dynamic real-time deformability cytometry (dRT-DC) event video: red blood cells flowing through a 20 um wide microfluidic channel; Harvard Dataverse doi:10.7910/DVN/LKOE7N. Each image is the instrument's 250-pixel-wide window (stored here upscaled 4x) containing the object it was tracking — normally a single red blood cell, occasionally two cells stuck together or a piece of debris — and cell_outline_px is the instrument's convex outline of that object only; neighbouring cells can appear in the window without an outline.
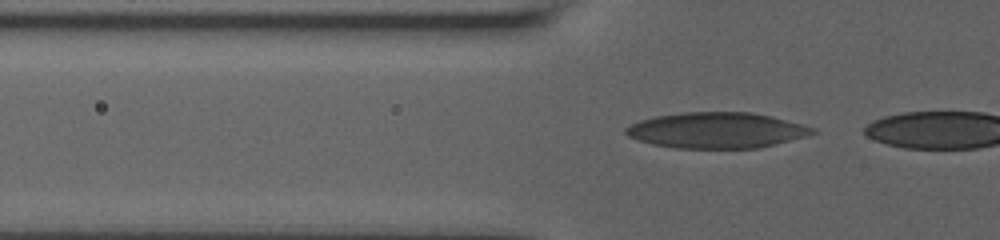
{"species": "human", "species_latin": "Homo sapiens", "temperature_condition": "room temperature", "stored_images_in_passage": 8, "camera_frame_rate_fps": 3000, "um_per_image_px": 0.085, "donor": {"sex": "male"}, "frame": {"image": 1, "passage_image": 6, "time_ms": 1.667, "image_size_px": [1000, 240], "cell_outline_px": [[820, 132], [808, 136], [760, 148], [676, 148], [652, 144], [628, 136], [624, 132], [624, 128], [640, 120], [656, 116], [684, 112], [752, 112], [772, 116], [816, 128]], "centroid_in_image_um": [60.97, 11.07], "position_along_channel_um": 64.8, "area_um2": 39.07}}